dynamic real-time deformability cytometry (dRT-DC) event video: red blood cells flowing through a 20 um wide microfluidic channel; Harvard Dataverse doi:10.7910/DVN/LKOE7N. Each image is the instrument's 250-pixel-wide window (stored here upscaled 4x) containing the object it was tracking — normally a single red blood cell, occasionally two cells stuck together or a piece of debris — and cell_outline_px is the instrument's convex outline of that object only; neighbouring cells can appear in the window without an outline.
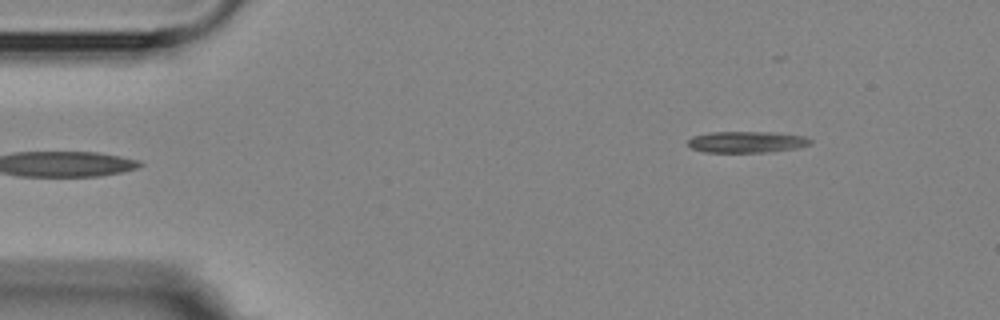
{"species": "Egyptian fruit bat (a non-hibernating species)", "species_latin": "Rousettus aegyptiacus", "temperature_condition": "room temperature", "stored_images_in_passage": 3, "camera_frame_rate_fps": 3000, "um_per_image_px": 0.085, "animal": {"sex": "female"}, "frame": {"image": 1, "passage_image": 3, "time_ms": 2.0, "image_size_px": [1000, 320], "cell_outline_px": [[812, 140], [808, 144], [796, 148], [768, 152], [704, 152], [692, 148], [688, 144], [688, 140], [692, 136], [708, 132], [772, 132], [804, 136]], "centroid_in_image_um": [63.43, 12.06], "position_along_channel_um": 21.6, "area_um2": 15.14}}